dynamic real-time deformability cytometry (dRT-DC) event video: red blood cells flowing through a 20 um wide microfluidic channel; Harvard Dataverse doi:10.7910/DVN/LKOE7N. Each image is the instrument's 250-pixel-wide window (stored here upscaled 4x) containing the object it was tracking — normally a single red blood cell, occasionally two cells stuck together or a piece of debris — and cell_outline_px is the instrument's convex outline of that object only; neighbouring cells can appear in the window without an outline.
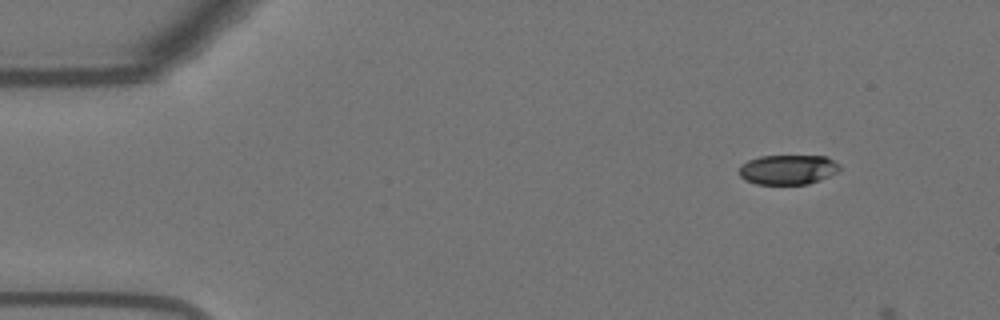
{"species": "Egyptian fruit bat (a non-hibernating species)", "species_latin": "Rousettus aegyptiacus", "temperature_condition": "warm", "stored_images_in_passage": 6, "camera_frame_rate_fps": 3000, "um_per_image_px": 0.085, "animal": {"sex": "female"}, "frame": {"image": 1, "passage_image": 1, "time_ms": 0.0, "image_size_px": [1000, 320], "cell_outline_px": [[840, 172], [820, 180], [808, 184], [756, 184], [744, 180], [740, 176], [740, 164], [748, 160], [760, 156], [828, 156], [840, 164]], "centroid_in_image_um": [67.0, 14.41], "position_along_channel_um": 18.0, "area_um2": 17.69}}